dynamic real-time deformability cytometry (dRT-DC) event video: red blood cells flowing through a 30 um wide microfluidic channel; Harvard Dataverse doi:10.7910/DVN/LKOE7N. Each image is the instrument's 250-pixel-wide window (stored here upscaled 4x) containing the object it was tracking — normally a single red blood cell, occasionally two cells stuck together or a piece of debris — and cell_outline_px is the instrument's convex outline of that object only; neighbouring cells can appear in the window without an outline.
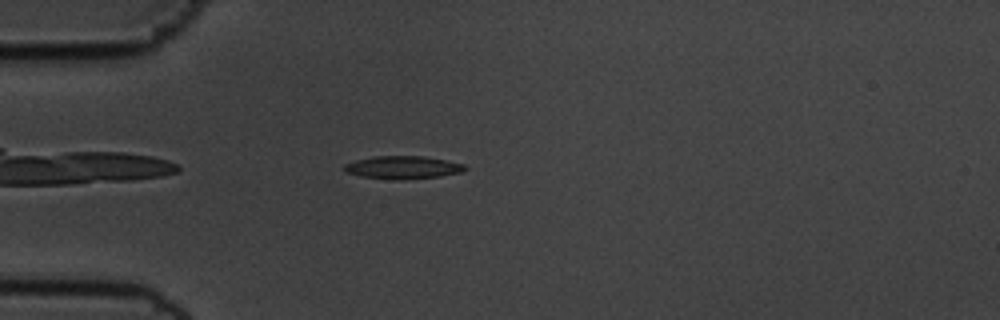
{"species": "common noctule bat (a hibernating species)", "species_latin": "Nyctalus noctula", "temperature_condition": "cold", "stored_images_in_passage": 43, "camera_frame_rate_fps": 3000, "um_per_image_px": 0.085, "animal": {"sex": "male", "body_mass_g": 19.5, "forearm_length_mm": 54.6}, "frame": {"image": 1, "passage_image": 3, "time_ms": 0.667, "image_size_px": [1000, 320], "cell_outline_px": [[468, 168], [460, 172], [440, 176], [396, 180], [360, 176], [344, 172], [344, 164], [356, 160], [372, 156], [424, 156], [464, 164]], "centroid_in_image_um": [34.2, 14.23], "position_along_channel_um": 50.8, "area_um2": 16.01}}
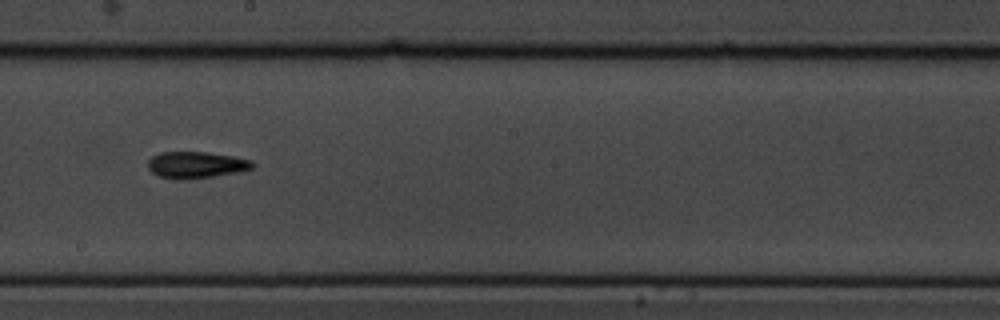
{"frame": {"image": 2, "passage_image": 19, "time_ms": 6.0, "image_size_px": [1000, 320], "cell_outline_px": [[256, 164], [252, 168], [236, 172], [212, 176], [184, 180], [176, 180], [160, 176], [152, 172], [148, 168], [148, 160], [152, 156], [160, 152], [204, 152], [232, 156], [252, 160]], "centroid_in_image_um": [16.64, 14.01], "position_along_channel_um": 231.6, "area_um2": 16.13}}
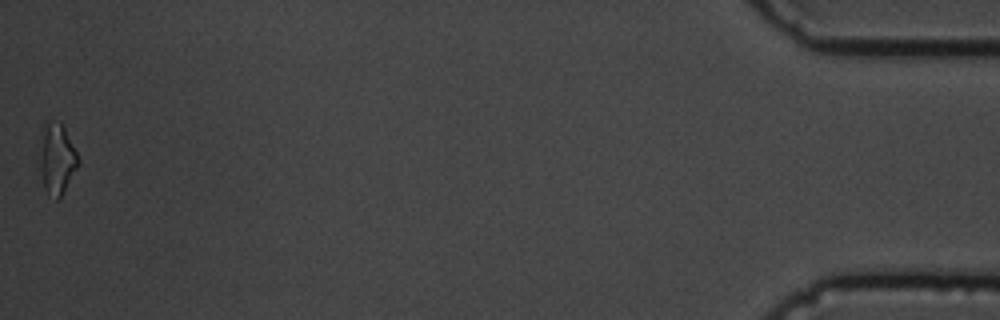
{"frame": {"image": 3, "passage_image": 43, "time_ms": 14.0, "image_size_px": [1000, 320], "cell_outline_px": [[80, 164], [60, 200], [56, 200], [44, 188], [36, 168], [36, 152], [48, 120], [60, 124], [64, 128], [80, 160]], "centroid_in_image_um": [4.77, 13.6], "position_along_channel_um": 430.4, "area_um2": 16.53}}